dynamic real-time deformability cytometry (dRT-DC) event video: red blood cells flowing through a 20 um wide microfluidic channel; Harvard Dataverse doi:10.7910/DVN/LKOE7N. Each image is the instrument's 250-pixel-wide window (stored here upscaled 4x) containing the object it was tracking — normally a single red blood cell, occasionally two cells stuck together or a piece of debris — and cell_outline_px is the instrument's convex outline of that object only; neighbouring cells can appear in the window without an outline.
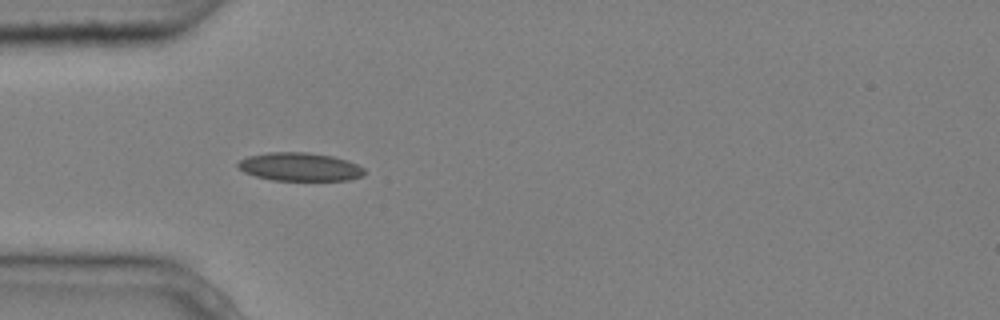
{"species": "common noctule bat (a hibernating species)", "species_latin": "Nyctalus noctula", "temperature_condition": "cold", "stored_images_in_passage": 4, "camera_frame_rate_fps": 3000, "um_per_image_px": 0.085, "animal": {"sex": "male", "body_mass_g": 20.4}, "frame": {"image": 1, "passage_image": 4, "time_ms": 1.0, "image_size_px": [1000, 320], "cell_outline_px": [[368, 172], [364, 176], [348, 180], [272, 180], [256, 176], [244, 172], [236, 164], [240, 160], [248, 156], [268, 152], [308, 152], [332, 156], [356, 164], [364, 168]], "centroid_in_image_um": [25.5, 14.18], "position_along_channel_um": 59.5, "area_um2": 20.87}}